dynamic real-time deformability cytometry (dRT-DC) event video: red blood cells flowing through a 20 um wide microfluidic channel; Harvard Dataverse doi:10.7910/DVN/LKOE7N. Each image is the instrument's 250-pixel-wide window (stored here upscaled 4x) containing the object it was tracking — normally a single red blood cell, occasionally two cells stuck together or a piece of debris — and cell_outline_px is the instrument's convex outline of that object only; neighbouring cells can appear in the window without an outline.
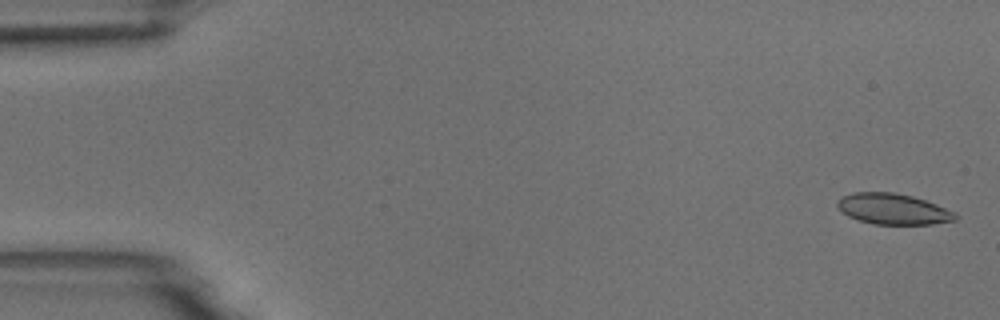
{"species": "common noctule bat (a hibernating species)", "species_latin": "Nyctalus noctula", "temperature_condition": "room temperature", "stored_images_in_passage": 5, "camera_frame_rate_fps": 3000, "um_per_image_px": 0.085, "animal": {"sex": "male", "body_mass_g": 18.8}, "frame": {"image": 1, "passage_image": 1, "time_ms": 0.0, "image_size_px": [1000, 320], "cell_outline_px": [[960, 216], [956, 220], [932, 224], [872, 224], [848, 216], [836, 204], [836, 200], [840, 196], [852, 192], [892, 192], [912, 196], [936, 204], [956, 212]], "centroid_in_image_um": [75.92, 17.76], "position_along_channel_um": 9.1, "area_um2": 21.27}}
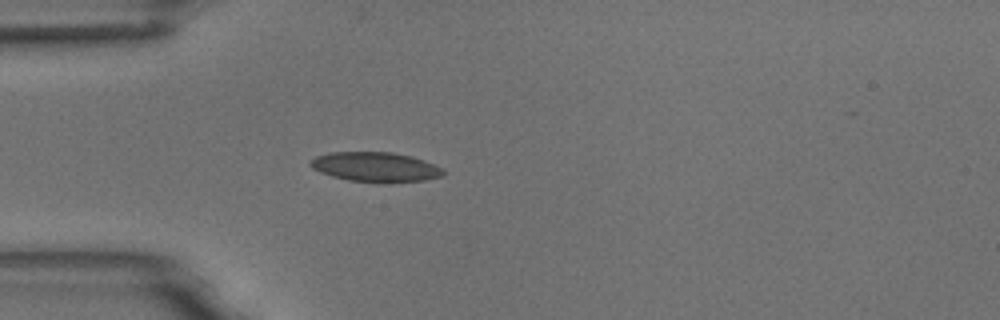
{"frame": {"image": 2, "passage_image": 5, "time_ms": 4.667, "image_size_px": [1000, 320], "cell_outline_px": [[444, 172], [440, 176], [424, 180], [380, 184], [348, 180], [332, 176], [320, 172], [312, 168], [308, 164], [316, 156], [328, 152], [392, 152], [412, 156], [424, 160], [444, 168]], "centroid_in_image_um": [31.91, 14.2], "position_along_channel_um": 53.1, "area_um2": 23.29}}